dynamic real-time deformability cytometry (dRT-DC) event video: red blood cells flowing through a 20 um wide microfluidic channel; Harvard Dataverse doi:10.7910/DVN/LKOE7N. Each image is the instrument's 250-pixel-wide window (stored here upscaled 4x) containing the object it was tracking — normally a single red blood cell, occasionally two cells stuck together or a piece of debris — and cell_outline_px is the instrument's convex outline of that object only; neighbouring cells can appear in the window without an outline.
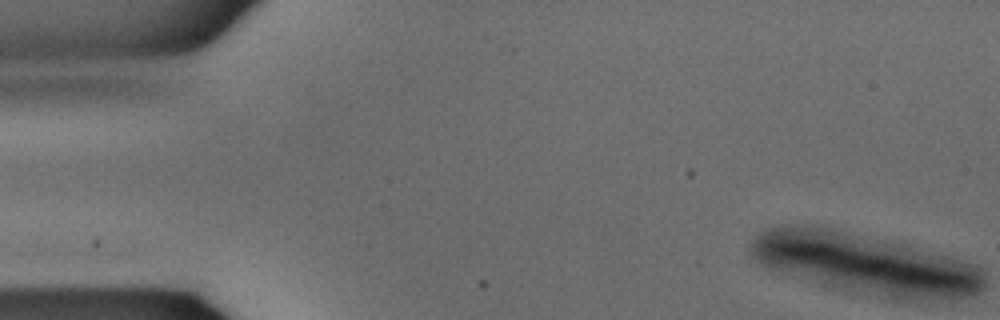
{"species": "common noctule bat (a hibernating species)", "species_latin": "Nyctalus noctula", "temperature_condition": "warm", "stored_images_in_passage": 3, "camera_frame_rate_fps": 3000, "um_per_image_px": 0.085, "animal": {"sex": "male", "body_mass_g": 15.6}, "frame": {"image": 1, "passage_image": 1, "time_ms": 0.0, "image_size_px": [1000, 320], "cell_outline_px": [[232, 16], [208, 40], [192, 48], [176, 52], [128, 56], [108, 52], [228, 16]], "centroid_in_image_um": [14.88, 3.41], "position_along_channel_um": 70.1, "area_um2": 12.31}}